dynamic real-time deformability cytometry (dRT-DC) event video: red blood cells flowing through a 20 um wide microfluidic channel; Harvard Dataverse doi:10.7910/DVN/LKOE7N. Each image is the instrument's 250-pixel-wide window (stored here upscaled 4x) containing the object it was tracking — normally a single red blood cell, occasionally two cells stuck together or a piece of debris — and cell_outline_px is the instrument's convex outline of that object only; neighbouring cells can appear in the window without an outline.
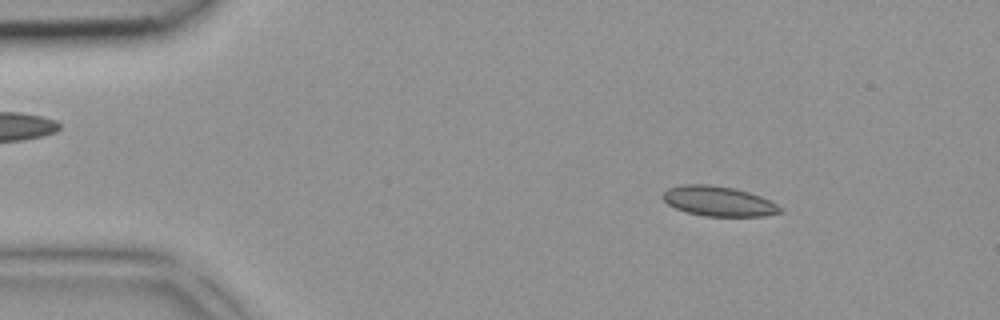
{"species": "common noctule bat (a hibernating species)", "species_latin": "Nyctalus noctula", "temperature_condition": "room temperature", "stored_images_in_passage": 43, "camera_frame_rate_fps": 3000, "um_per_image_px": 0.085, "animal": {"sex": "female", "body_mass_g": 18.4}, "frame": {"image": 1, "passage_image": 6, "time_ms": 1.667, "image_size_px": [1000, 320], "cell_outline_px": [[784, 212], [764, 216], [704, 216], [688, 212], [676, 208], [668, 204], [660, 196], [668, 188], [680, 184], [708, 184], [736, 188], [760, 196], [776, 204]], "centroid_in_image_um": [61.05, 17.09], "position_along_channel_um": 24.0, "area_um2": 20.46}}
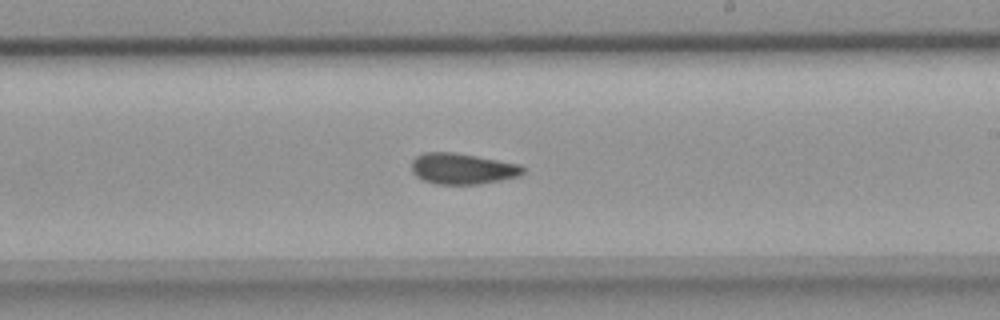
{"frame": {"image": 2, "passage_image": 25, "time_ms": 8.0, "image_size_px": [1000, 320], "cell_outline_px": [[524, 172], [520, 176], [480, 184], [436, 184], [424, 180], [416, 176], [412, 172], [412, 160], [416, 156], [424, 152], [452, 152], [476, 156], [520, 164], [524, 168]], "centroid_in_image_um": [39.3, 14.34], "position_along_channel_um": 249.7, "area_um2": 20.06}}
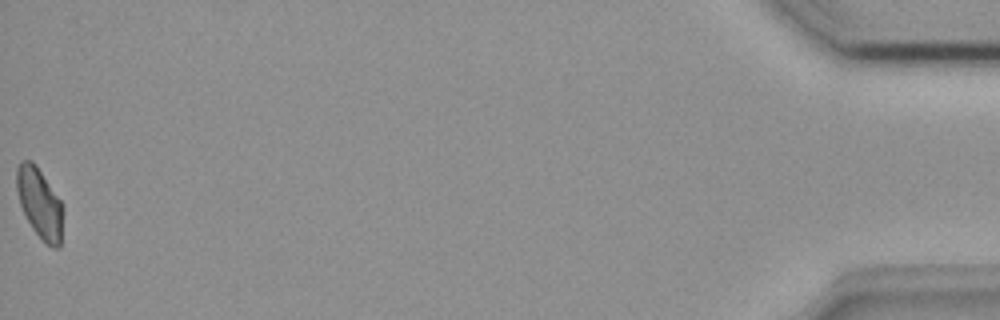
{"frame": {"image": 3, "passage_image": 43, "time_ms": 14.0, "image_size_px": [1000, 320], "cell_outline_px": [[64, 208], [60, 248], [52, 248], [32, 228], [20, 204], [16, 188], [16, 168], [20, 160], [32, 160], [36, 164], [60, 200]], "centroid_in_image_um": [3.38, 17.24], "position_along_channel_um": 431.8, "area_um2": 18.96}}